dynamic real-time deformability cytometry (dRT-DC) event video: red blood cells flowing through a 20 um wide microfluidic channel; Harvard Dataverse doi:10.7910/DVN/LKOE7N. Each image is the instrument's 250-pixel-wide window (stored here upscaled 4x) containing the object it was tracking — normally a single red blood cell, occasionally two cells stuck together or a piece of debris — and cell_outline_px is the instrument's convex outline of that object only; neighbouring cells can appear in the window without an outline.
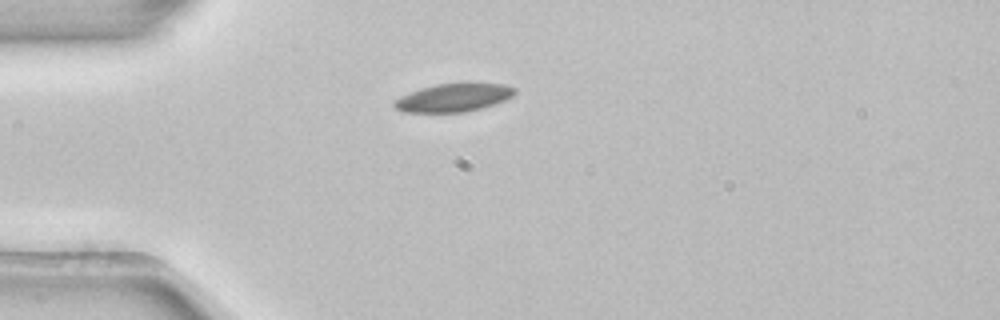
{"species": "common noctule bat (a hibernating species)", "species_latin": "Nyctalus noctula", "temperature_condition": "room temperature", "stored_images_in_passage": 1, "camera_frame_rate_fps": 3000, "um_per_image_px": 0.085, "animal": {"sex": "female", "body_mass_g": 22.7, "forearm_length_mm": 54.2}, "frame": {"image": 1, "passage_image": 1, "time_ms": 0.0, "image_size_px": [1000, 320], "cell_outline_px": [[516, 92], [512, 96], [504, 100], [480, 108], [464, 112], [404, 112], [396, 108], [392, 104], [400, 96], [420, 88], [436, 84], [508, 84], [516, 88]], "centroid_in_image_um": [38.54, 8.3], "position_along_channel_um": 46.5, "area_um2": 19.42}}